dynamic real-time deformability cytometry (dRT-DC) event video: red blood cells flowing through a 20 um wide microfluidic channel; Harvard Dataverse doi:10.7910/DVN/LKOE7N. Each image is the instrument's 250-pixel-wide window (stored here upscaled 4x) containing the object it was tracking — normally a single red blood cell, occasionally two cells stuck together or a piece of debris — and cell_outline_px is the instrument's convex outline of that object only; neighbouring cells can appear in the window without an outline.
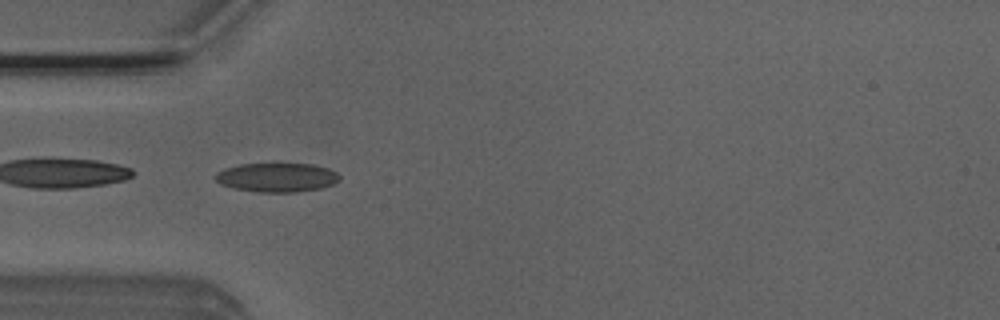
{"species": "Egyptian fruit bat (a non-hibernating species)", "species_latin": "Rousettus aegyptiacus", "temperature_condition": "room temperature", "stored_images_in_passage": 37, "camera_frame_rate_fps": 3000, "um_per_image_px": 0.085, "animal": {"sex": "male"}, "frame": {"image": 1, "passage_image": 1, "time_ms": 0.0, "image_size_px": [1000, 320], "cell_outline_px": [[340, 180], [332, 184], [320, 188], [296, 192], [256, 192], [232, 188], [220, 184], [216, 180], [216, 172], [224, 168], [240, 164], [272, 160], [312, 164], [328, 168], [336, 172], [340, 176]], "centroid_in_image_um": [23.51, 15.02], "position_along_channel_um": 61.5, "area_um2": 22.08}}
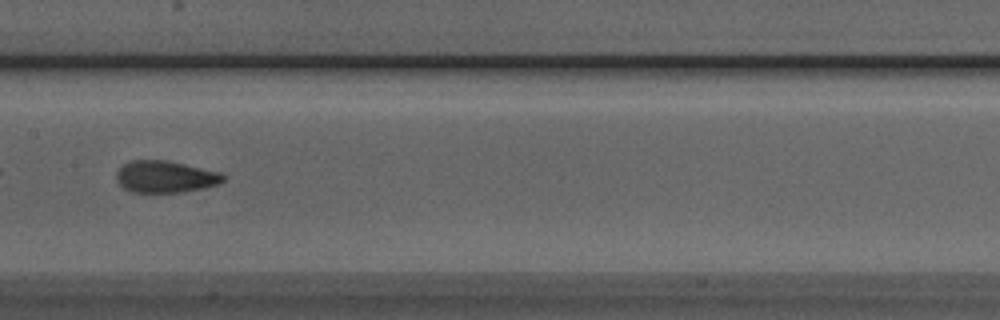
{"frame": {"image": 2, "passage_image": 11, "time_ms": 3.333, "image_size_px": [1000, 320], "cell_outline_px": [[224, 180], [216, 184], [204, 188], [184, 192], [132, 192], [124, 188], [116, 180], [116, 172], [124, 164], [132, 160], [168, 160], [220, 172], [224, 176]], "centroid_in_image_um": [14.04, 15.02], "position_along_channel_um": 193.4, "area_um2": 19.77}}
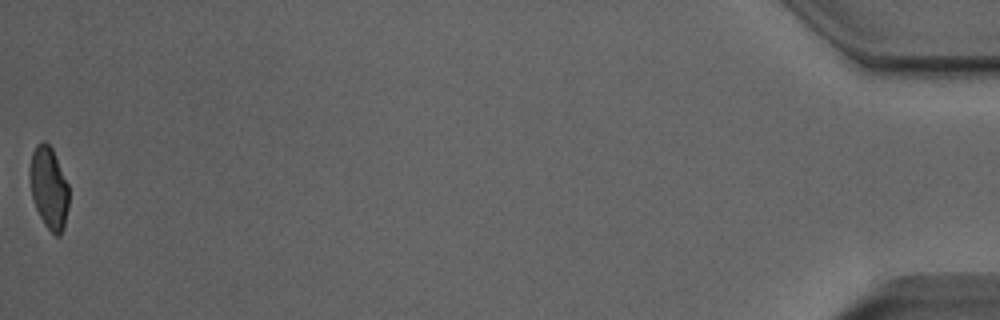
{"frame": {"image": 3, "passage_image": 37, "time_ms": 12.0, "image_size_px": [1000, 320], "cell_outline_px": [[68, 208], [64, 228], [60, 236], [56, 236], [44, 224], [36, 208], [32, 196], [28, 176], [32, 152], [36, 144], [40, 140], [44, 140], [52, 148], [68, 184]], "centroid_in_image_um": [4.14, 15.94], "position_along_channel_um": 431.1, "area_um2": 18.79}, "authors_computed_cell_mechanics": {"area_um2": 19.7676, "velocity_mm_per_s": 3.9706, "shape_relaxation_time_tau1_ms": 5.8975, "shape_relaxation_time_tau2_ms": 1.3445, "deformation_change_tau1": 0.163, "deformation_change_tau2": 0.0726}}